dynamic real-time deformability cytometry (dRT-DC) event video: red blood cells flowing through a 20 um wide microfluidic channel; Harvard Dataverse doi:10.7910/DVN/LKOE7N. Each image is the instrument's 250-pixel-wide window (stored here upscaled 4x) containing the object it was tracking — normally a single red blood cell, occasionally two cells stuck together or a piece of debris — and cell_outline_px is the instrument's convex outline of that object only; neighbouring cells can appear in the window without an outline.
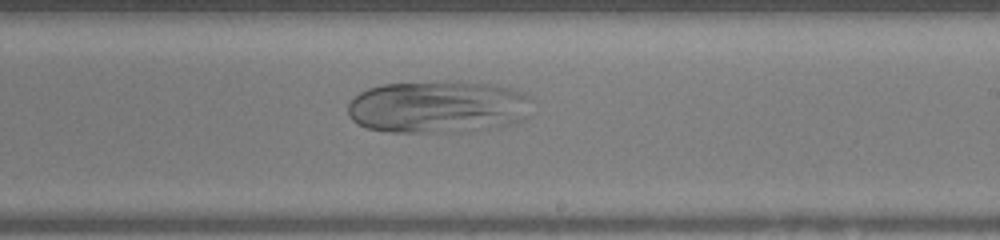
{"species": "human", "species_latin": "Homo sapiens", "temperature_condition": "warm", "stored_images_in_passage": 43, "camera_frame_rate_fps": 3000, "um_per_image_px": 0.085, "donor": {"sex": "female"}, "frame": {"image": 1, "passage_image": 25, "time_ms": 8.0, "image_size_px": [1000, 240], "cell_outline_px": [[532, 100], [528, 116], [524, 120], [516, 124], [468, 132], [392, 132], [368, 128], [356, 124], [352, 120], [348, 112], [348, 104], [352, 96], [368, 88], [380, 84], [444, 80], [452, 80], [496, 84], [512, 88], [524, 92]], "centroid_in_image_um": [37.28, 9.07], "position_along_channel_um": 251.7, "area_um2": 57.92}}